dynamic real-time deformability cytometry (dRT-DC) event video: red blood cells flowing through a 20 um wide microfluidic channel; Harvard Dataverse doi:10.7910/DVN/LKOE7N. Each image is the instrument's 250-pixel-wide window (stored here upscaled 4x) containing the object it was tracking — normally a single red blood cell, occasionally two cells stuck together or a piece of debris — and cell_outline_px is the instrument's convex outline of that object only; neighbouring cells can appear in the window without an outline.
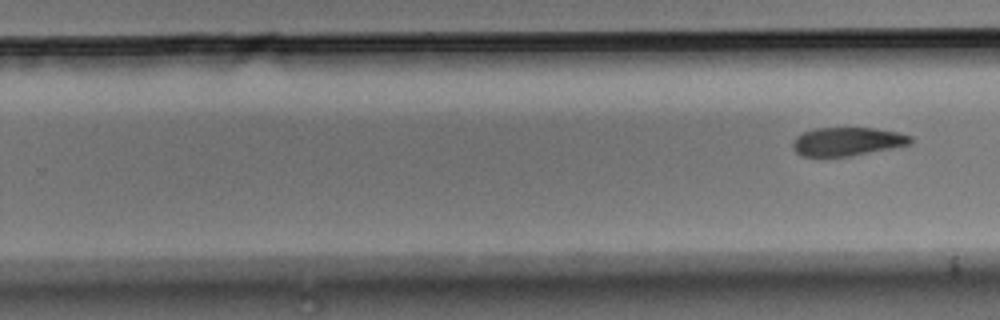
{"species": "Egyptian fruit bat (a non-hibernating species)", "species_latin": "Rousettus aegyptiacus", "temperature_condition": "room temperature", "stored_images_in_passage": 10, "segment_of_instrument_passage": [2, 2], "camera_frame_rate_fps": 3000, "um_per_image_px": 0.085, "animal": {"sex": "male"}, "frame": {"image": 1, "passage_image": 10, "time_ms": 3.0, "image_size_px": [1000, 320], "cell_outline_px": [[912, 144], [852, 156], [800, 156], [792, 148], [792, 140], [796, 136], [804, 132], [816, 128], [872, 128], [896, 132], [912, 136]], "centroid_in_image_um": [72.0, 12.03], "position_along_channel_um": 257.8, "area_um2": 19.59}}